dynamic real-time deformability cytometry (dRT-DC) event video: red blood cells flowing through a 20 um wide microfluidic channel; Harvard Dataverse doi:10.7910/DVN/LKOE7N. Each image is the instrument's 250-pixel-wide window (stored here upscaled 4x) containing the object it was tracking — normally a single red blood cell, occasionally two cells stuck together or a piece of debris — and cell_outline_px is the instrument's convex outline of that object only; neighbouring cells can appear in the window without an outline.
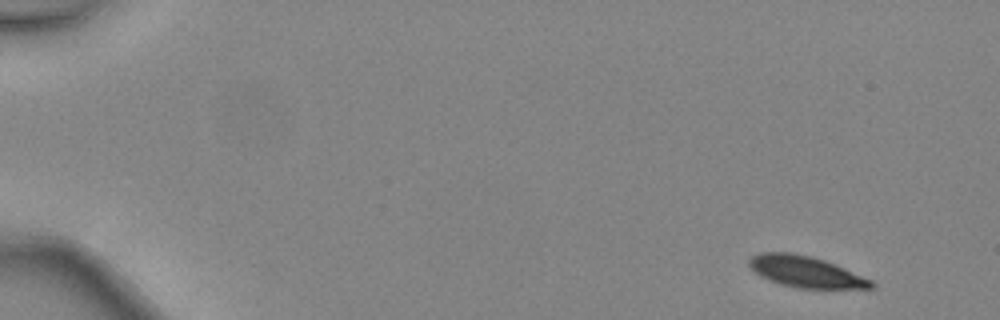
{"species": "common noctule bat (a hibernating species)", "species_latin": "Nyctalus noctula", "temperature_condition": "warm", "stored_images_in_passage": 5, "camera_frame_rate_fps": 3000, "um_per_image_px": 0.085, "animal": {"sex": "female", "body_mass_g": 24.6, "forearm_length_mm": 56.2}, "frame": {"image": 1, "passage_image": 1, "time_ms": 0.0, "image_size_px": [1000, 320], "cell_outline_px": [[876, 288], [800, 288], [780, 284], [768, 280], [760, 276], [748, 264], [748, 260], [752, 256], [760, 252], [792, 252], [812, 256], [836, 264], [872, 280], [876, 284]], "centroid_in_image_um": [68.49, 23.09], "position_along_channel_um": 16.5, "area_um2": 22.31}}
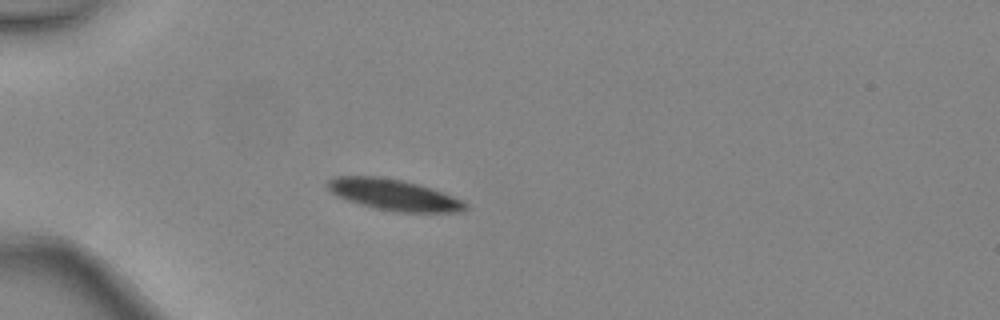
{"frame": {"image": 2, "passage_image": 4, "time_ms": 1.0, "image_size_px": [1000, 320], "cell_outline_px": [[468, 208], [460, 212], [396, 212], [376, 208], [360, 204], [336, 196], [328, 188], [328, 180], [336, 176], [380, 176], [404, 180], [432, 188], [464, 200], [468, 204]], "centroid_in_image_um": [33.52, 16.55], "position_along_channel_um": 51.5, "area_um2": 25.09}}